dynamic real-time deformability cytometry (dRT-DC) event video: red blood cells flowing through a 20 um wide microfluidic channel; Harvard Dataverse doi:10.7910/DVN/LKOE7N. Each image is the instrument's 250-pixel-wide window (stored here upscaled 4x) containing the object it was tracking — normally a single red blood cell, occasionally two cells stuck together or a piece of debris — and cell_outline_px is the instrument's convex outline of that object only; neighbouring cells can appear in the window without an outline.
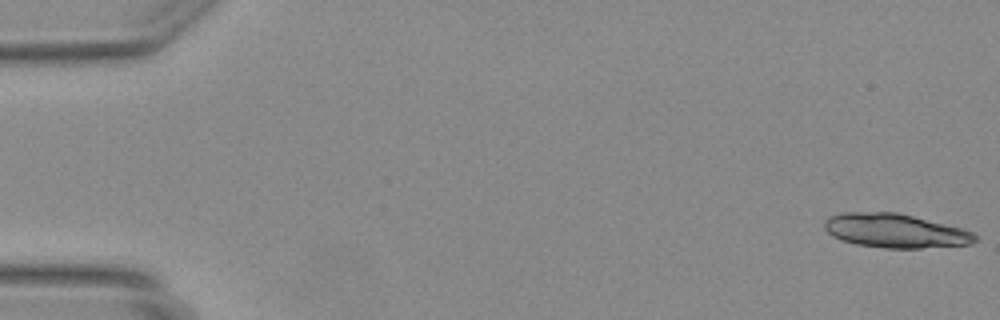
{"species": "Egyptian fruit bat (a non-hibernating species)", "species_latin": "Rousettus aegyptiacus", "temperature_condition": "warm", "stored_images_in_passage": 20, "camera_frame_rate_fps": 3000, "um_per_image_px": 0.085, "animal": {"sex": "female"}, "frame": {"image": 1, "passage_image": 1, "time_ms": 0.0, "image_size_px": [1000, 320], "cell_outline_px": [[976, 240], [972, 244], [920, 248], [884, 248], [856, 244], [840, 240], [832, 236], [824, 228], [824, 220], [828, 216], [840, 212], [896, 212], [960, 228], [972, 232], [976, 236]], "centroid_in_image_um": [76.02, 19.61], "position_along_channel_um": 9.0, "area_um2": 29.77}}
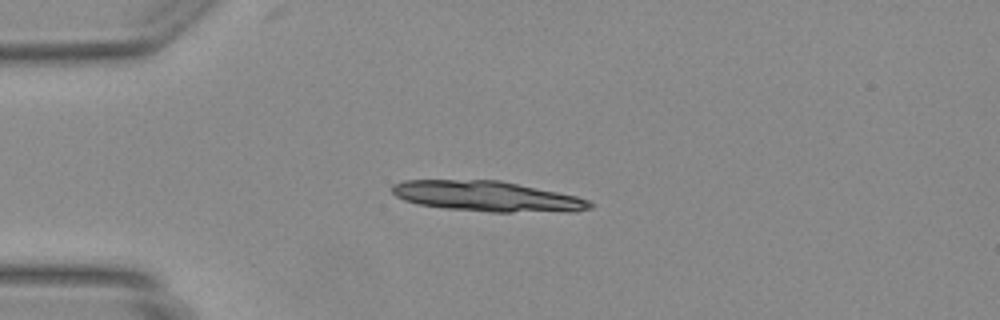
{"frame": {"image": 2, "passage_image": 12, "time_ms": 3.667, "image_size_px": [1000, 320], "cell_outline_px": [[592, 208], [576, 212], [492, 212], [444, 208], [420, 204], [404, 200], [396, 196], [392, 192], [392, 184], [404, 180], [500, 180], [576, 196], [588, 200], [592, 204]], "centroid_in_image_um": [41.43, 16.69], "position_along_channel_um": 43.6, "area_um2": 35.03}}